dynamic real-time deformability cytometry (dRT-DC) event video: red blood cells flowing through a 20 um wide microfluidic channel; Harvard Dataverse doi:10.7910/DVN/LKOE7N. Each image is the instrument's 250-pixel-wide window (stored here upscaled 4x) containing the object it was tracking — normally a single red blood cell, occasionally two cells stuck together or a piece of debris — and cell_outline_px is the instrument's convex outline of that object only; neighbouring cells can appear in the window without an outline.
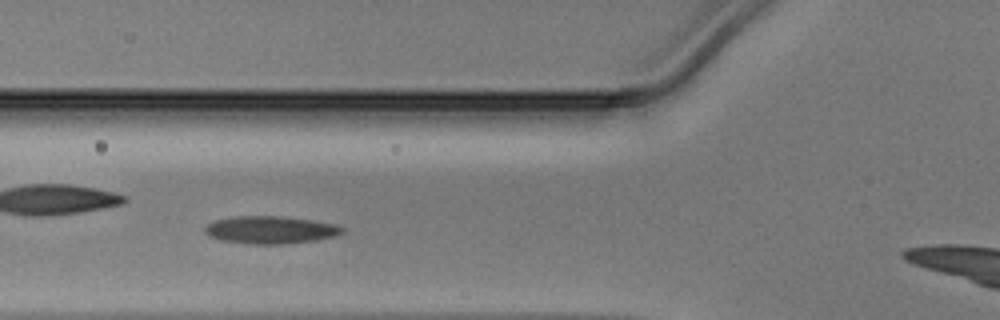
{"species": "Egyptian fruit bat (a non-hibernating species)", "species_latin": "Rousettus aegyptiacus", "temperature_condition": "warm", "stored_images_in_passage": 36, "camera_frame_rate_fps": 3000, "um_per_image_px": 0.085, "animal": {"sex": "male"}, "frame": {"image": 1, "passage_image": 11, "time_ms": 3.333, "image_size_px": [1000, 320], "cell_outline_px": [[344, 232], [336, 236], [316, 240], [280, 244], [252, 244], [220, 240], [208, 236], [204, 232], [204, 228], [208, 224], [216, 220], [236, 216], [280, 216], [312, 220], [332, 224], [344, 228]], "centroid_in_image_um": [22.97, 19.54], "position_along_channel_um": 102.8, "area_um2": 21.96}}
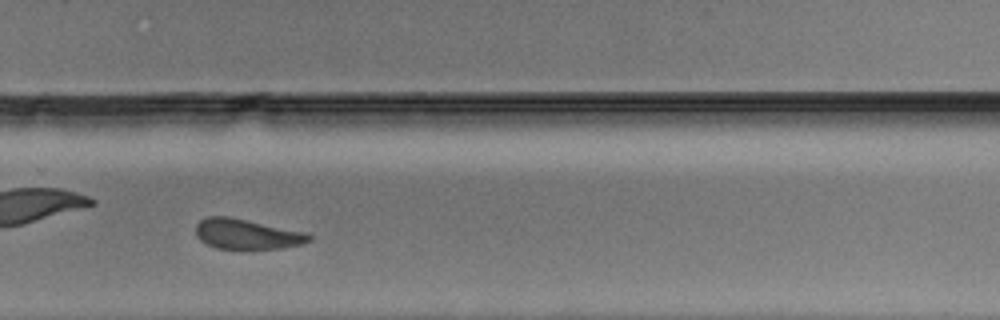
{"frame": {"image": 2, "passage_image": 26, "time_ms": 8.333, "image_size_px": [1000, 320], "cell_outline_px": [[312, 240], [300, 244], [280, 248], [216, 248], [200, 240], [196, 236], [196, 224], [200, 220], [208, 216], [228, 216], [304, 232], [312, 236]], "centroid_in_image_um": [20.94, 19.88], "position_along_channel_um": 308.9, "area_um2": 19.54}}